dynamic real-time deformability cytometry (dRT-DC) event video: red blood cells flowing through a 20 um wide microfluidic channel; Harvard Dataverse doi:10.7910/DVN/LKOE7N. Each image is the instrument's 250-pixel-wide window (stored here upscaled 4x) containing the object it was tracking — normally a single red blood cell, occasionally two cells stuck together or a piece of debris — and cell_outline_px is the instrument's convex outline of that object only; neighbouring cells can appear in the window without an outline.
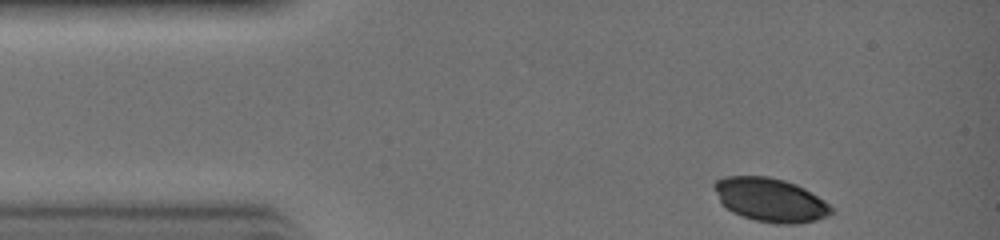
{"species": "common noctule bat (a hibernating species)", "species_latin": "Nyctalus noctula", "temperature_condition": "warm", "stored_images_in_passage": 26, "camera_frame_rate_fps": 3000, "um_per_image_px": 0.085, "animal": {"sex": "female", "body_mass_g": 19.0, "forearm_length_mm": 51.5}, "frame": {"image": 1, "passage_image": 1, "time_ms": 0.0, "image_size_px": [1000, 240], "cell_outline_px": [[836, 212], [828, 216], [816, 220], [796, 224], [776, 224], [756, 220], [732, 212], [720, 204], [712, 188], [712, 184], [716, 180], [724, 176], [768, 176], [784, 180], [796, 184], [804, 188], [824, 200]], "centroid_in_image_um": [65.45, 16.98], "position_along_channel_um": 19.6, "area_um2": 30.11}}
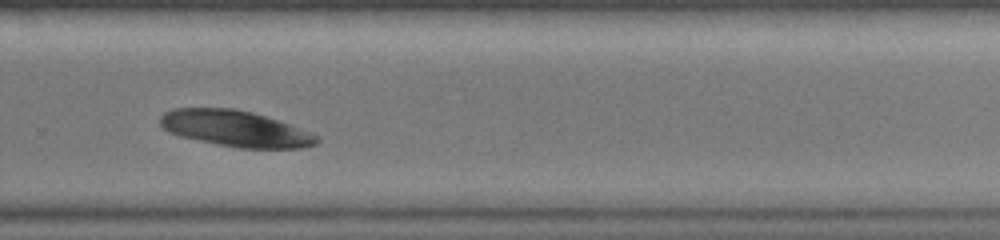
{"frame": {"image": 2, "passage_image": 19, "time_ms": 6.0, "image_size_px": [1000, 240], "cell_outline_px": [[320, 140], [316, 144], [304, 148], [236, 148], [180, 136], [168, 132], [160, 124], [160, 116], [164, 112], [172, 108], [236, 108], [252, 112], [312, 132], [320, 136]], "centroid_in_image_um": [20.02, 10.93], "position_along_channel_um": 309.8, "area_um2": 33.0}}
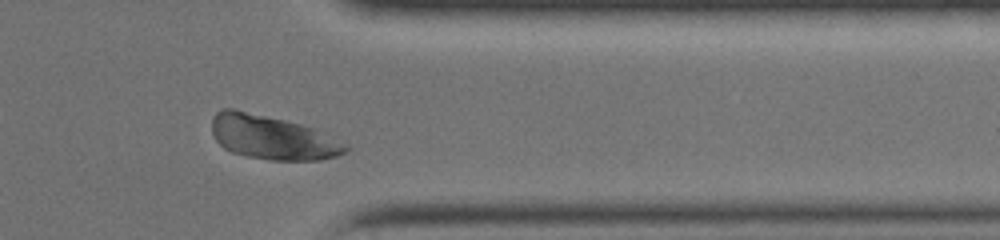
{"frame": {"image": 3, "passage_image": 23, "time_ms": 7.333, "image_size_px": [1000, 240], "cell_outline_px": [[352, 148], [336, 156], [320, 160], [268, 160], [248, 156], [232, 152], [224, 148], [216, 140], [212, 132], [212, 120], [216, 112], [220, 108], [232, 108], [284, 120], [300, 124], [312, 128], [348, 144]], "centroid_in_image_um": [23.14, 11.68], "position_along_channel_um": 388.3, "area_um2": 34.16}}